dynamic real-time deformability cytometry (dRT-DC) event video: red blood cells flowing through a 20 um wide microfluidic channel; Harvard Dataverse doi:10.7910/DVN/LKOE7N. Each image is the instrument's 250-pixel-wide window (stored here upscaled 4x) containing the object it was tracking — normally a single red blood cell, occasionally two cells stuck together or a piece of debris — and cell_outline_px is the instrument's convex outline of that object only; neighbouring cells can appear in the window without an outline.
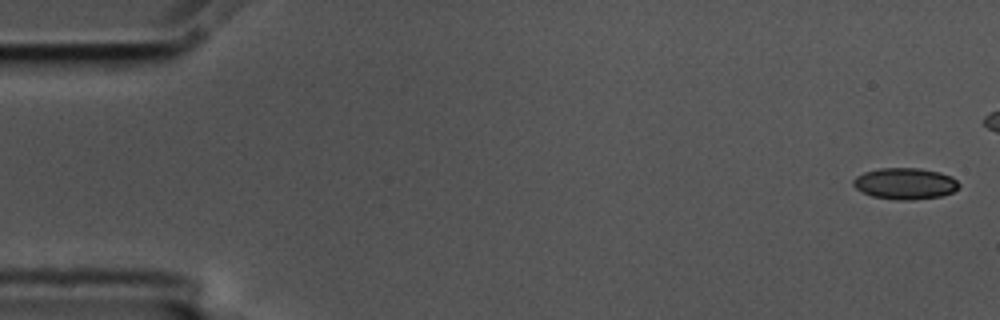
{"species": "common noctule bat (a hibernating species)", "species_latin": "Nyctalus noctula", "temperature_condition": "cold", "stored_images_in_passage": 48, "camera_frame_rate_fps": 3000, "um_per_image_px": 0.085, "animal": {"sex": "male", "body_mass_g": 17.5, "forearm_length_mm": 52.3}, "frame": {"image": 1, "passage_image": 1, "time_ms": 0.0, "image_size_px": [1000, 320], "cell_outline_px": [[960, 188], [952, 192], [940, 196], [908, 200], [900, 200], [872, 196], [856, 188], [852, 184], [852, 180], [856, 176], [864, 172], [880, 168], [920, 168], [940, 172], [952, 176], [960, 184]], "centroid_in_image_um": [76.95, 15.59], "position_along_channel_um": 8.1, "area_um2": 19.31}}
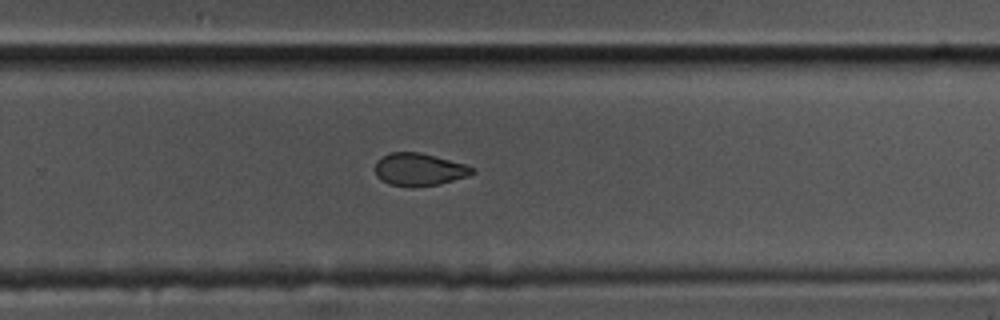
{"frame": {"image": 2, "passage_image": 36, "time_ms": 11.667, "image_size_px": [1000, 320], "cell_outline_px": [[476, 172], [468, 176], [440, 184], [388, 184], [376, 176], [376, 160], [392, 152], [420, 152], [436, 156], [464, 164], [476, 168]], "centroid_in_image_um": [35.67, 14.36], "position_along_channel_um": 294.1, "area_um2": 17.86}}
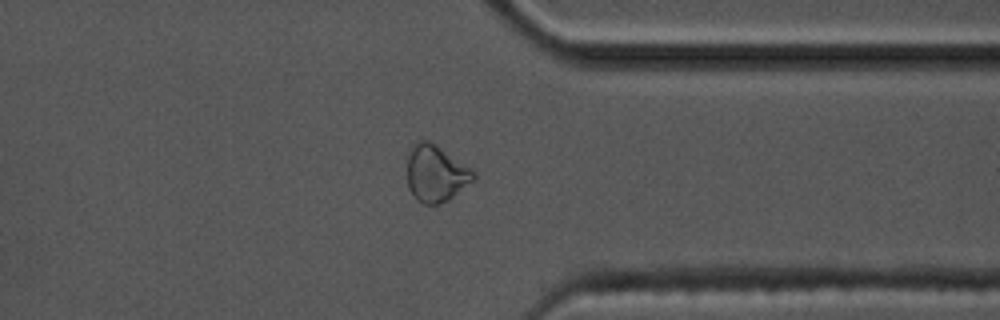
{"frame": {"image": 3, "passage_image": 43, "time_ms": 14.0, "image_size_px": [1000, 320], "cell_outline_px": [[476, 176], [472, 180], [448, 200], [436, 204], [424, 204], [416, 200], [408, 188], [408, 156], [416, 140], [428, 140], [436, 144], [476, 172]], "centroid_in_image_um": [37.02, 14.74], "position_along_channel_um": 374.4, "area_um2": 21.62}}